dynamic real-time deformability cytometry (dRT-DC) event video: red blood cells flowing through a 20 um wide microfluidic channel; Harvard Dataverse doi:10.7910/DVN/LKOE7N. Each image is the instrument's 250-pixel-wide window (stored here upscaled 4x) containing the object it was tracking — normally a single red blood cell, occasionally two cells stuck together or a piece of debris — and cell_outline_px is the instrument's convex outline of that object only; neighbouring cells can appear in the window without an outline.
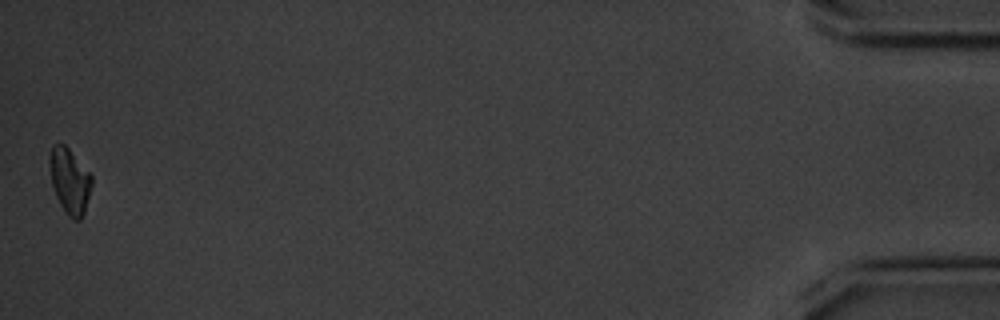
{"species": "common noctule bat (a hibernating species)", "species_latin": "Nyctalus noctula", "temperature_condition": "cold", "stored_images_in_passage": 42, "camera_frame_rate_fps": 3000, "um_per_image_px": 0.085, "animal": {"sex": "male", "body_mass_g": 20.1, "forearm_length_mm": 53.5}, "frame": {"image": 1, "passage_image": 42, "time_ms": 13.667, "image_size_px": [1000, 320], "cell_outline_px": [[92, 184], [84, 212], [80, 220], [72, 220], [68, 216], [60, 204], [56, 196], [52, 184], [48, 164], [48, 160], [52, 144], [64, 144], [68, 148], [92, 176]], "centroid_in_image_um": [5.9, 15.37], "position_along_channel_um": 429.3, "area_um2": 15.95}, "authors_computed_cell_mechanics": {"area_um2": 17.5712, "velocity_mm_per_s": 3.5525, "shape_relaxation_time_tau1_ms": 1.4287, "shape_relaxation_time_tau2_ms": null, "deformation_change_tau1": 0.1349, "deformation_change_tau2": null}}